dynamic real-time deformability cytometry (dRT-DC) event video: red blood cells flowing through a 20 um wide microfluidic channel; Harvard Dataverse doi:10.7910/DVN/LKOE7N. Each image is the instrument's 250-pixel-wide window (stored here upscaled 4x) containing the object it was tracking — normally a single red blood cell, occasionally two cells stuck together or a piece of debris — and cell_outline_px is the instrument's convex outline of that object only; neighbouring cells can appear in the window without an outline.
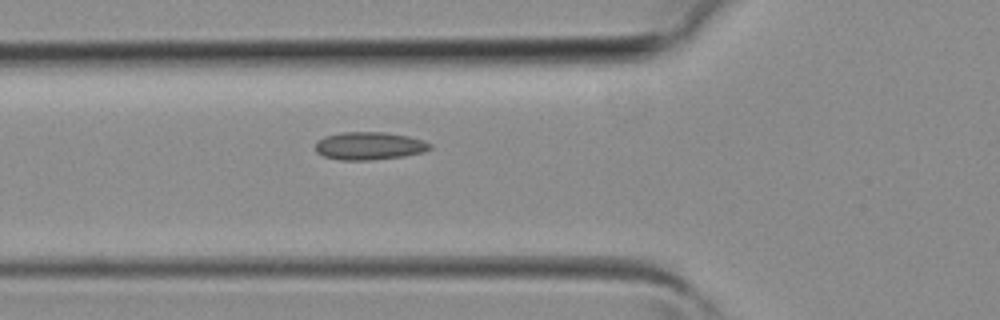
{"species": "common noctule bat (a hibernating species)", "species_latin": "Nyctalus noctula", "temperature_condition": "room temperature", "stored_images_in_passage": 4, "camera_frame_rate_fps": 3000, "um_per_image_px": 0.085, "animal": {"sex": "female", "body_mass_g": 19.3, "forearm_length_mm": 54.1}, "frame": {"image": 1, "passage_image": 4, "time_ms": 1.0, "image_size_px": [1000, 320], "cell_outline_px": [[432, 148], [424, 152], [400, 156], [372, 160], [340, 160], [324, 156], [316, 152], [316, 140], [324, 136], [340, 132], [384, 132], [408, 136], [424, 140], [432, 144]], "centroid_in_image_um": [31.38, 12.39], "position_along_channel_um": 94.4, "area_um2": 18.67}}